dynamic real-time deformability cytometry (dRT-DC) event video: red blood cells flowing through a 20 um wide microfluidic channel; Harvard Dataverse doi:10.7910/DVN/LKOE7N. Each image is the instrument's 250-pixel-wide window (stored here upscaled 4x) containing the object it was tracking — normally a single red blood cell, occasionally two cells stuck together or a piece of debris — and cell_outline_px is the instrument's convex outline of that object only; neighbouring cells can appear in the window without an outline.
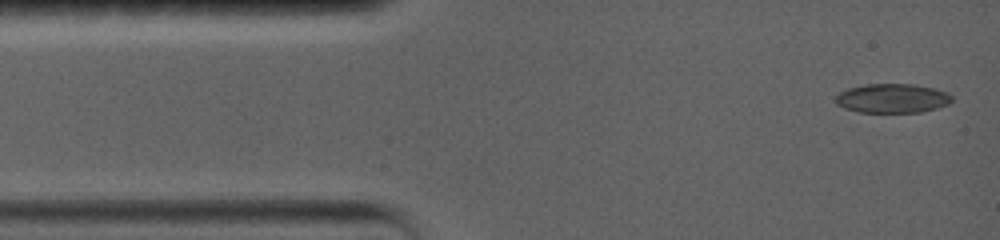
{"species": "common noctule bat (a hibernating species)", "species_latin": "Nyctalus noctula", "temperature_condition": "warm", "stored_images_in_passage": 33, "camera_frame_rate_fps": 5000, "um_per_image_px": 0.085, "animal": {"sex": "female", "body_mass_g": 19.0, "forearm_length_mm": 56.7}, "frame": {"image": 1, "passage_image": 1, "time_ms": 0.0, "image_size_px": [1000, 240], "cell_outline_px": [[952, 100], [948, 104], [936, 108], [920, 112], [860, 112], [844, 108], [836, 104], [836, 96], [840, 92], [848, 88], [868, 84], [912, 84], [932, 88], [948, 92], [952, 96]], "centroid_in_image_um": [75.85, 8.36], "position_along_channel_um": 9.2, "area_um2": 19.65}}
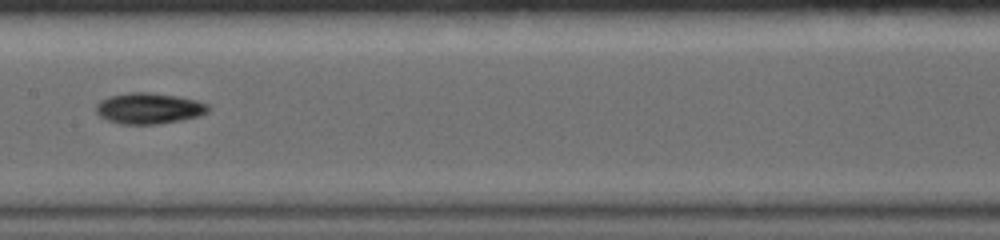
{"frame": {"image": 2, "passage_image": 14, "time_ms": 7.0, "image_size_px": [1000, 240], "cell_outline_px": [[208, 112], [200, 116], [180, 120], [156, 124], [120, 124], [108, 120], [100, 116], [96, 112], [96, 104], [100, 100], [108, 96], [128, 92], [148, 92], [176, 96], [196, 100], [208, 104]], "centroid_in_image_um": [12.63, 9.2], "position_along_channel_um": 194.8, "area_um2": 20.23}}
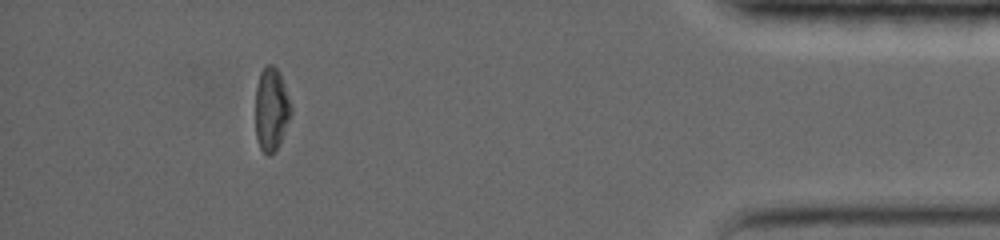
{"frame": {"image": 3, "passage_image": 28, "time_ms": 14.6, "image_size_px": [1000, 240], "cell_outline_px": [[292, 112], [280, 144], [268, 156], [260, 148], [256, 136], [256, 84], [260, 72], [264, 64], [272, 64], [280, 72], [292, 108]], "centroid_in_image_um": [23.06, 9.25], "position_along_channel_um": 412.1, "area_um2": 17.34}, "authors_computed_cell_mechanics": {"area_um2": 18.9006, "velocity_mm_per_s": 3.6293, "shape_relaxation_time_tau1_ms": 3.821, "shape_relaxation_time_tau2_ms": null, "deformation_change_tau1": 0.1307, "deformation_change_tau2": null}}